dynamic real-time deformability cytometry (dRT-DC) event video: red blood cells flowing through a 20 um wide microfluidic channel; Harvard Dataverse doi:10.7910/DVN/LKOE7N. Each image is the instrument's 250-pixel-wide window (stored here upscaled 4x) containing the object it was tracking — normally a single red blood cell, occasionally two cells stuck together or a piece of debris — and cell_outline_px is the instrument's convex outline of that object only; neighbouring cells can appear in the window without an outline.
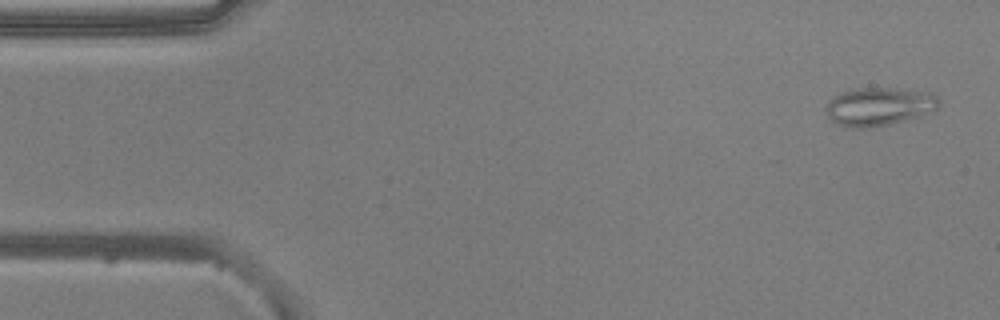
{"species": "common noctule bat (a hibernating species)", "species_latin": "Nyctalus noctula", "temperature_condition": "warm", "stored_images_in_passage": 51, "camera_frame_rate_fps": 3000, "um_per_image_px": 0.085, "animal": {"sex": "male", "body_mass_g": 20.5, "forearm_length_mm": 52.5}, "frame": {"image": 1, "passage_image": 2, "time_ms": 0.333, "image_size_px": [1000, 320], "cell_outline_px": [[940, 104], [936, 112], [888, 124], [864, 128], [856, 128], [836, 124], [828, 116], [828, 100], [844, 92], [856, 88], [896, 88], [932, 92], [940, 100]], "centroid_in_image_um": [74.81, 9.04], "position_along_channel_um": 10.2, "area_um2": 25.14}}
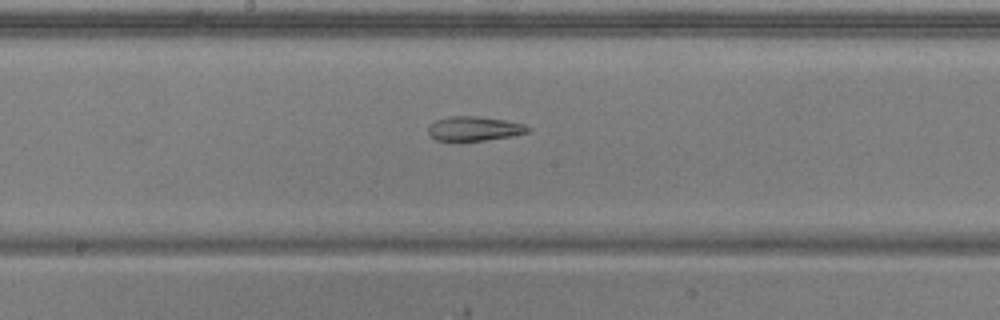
{"frame": {"image": 2, "passage_image": 26, "time_ms": 8.333, "image_size_px": [1000, 320], "cell_outline_px": [[532, 132], [460, 144], [456, 144], [436, 140], [428, 136], [428, 128], [436, 120], [448, 116], [476, 116], [504, 120], [524, 124], [532, 128]], "centroid_in_image_um": [40.26, 10.98], "position_along_channel_um": 207.9, "area_um2": 14.8}}
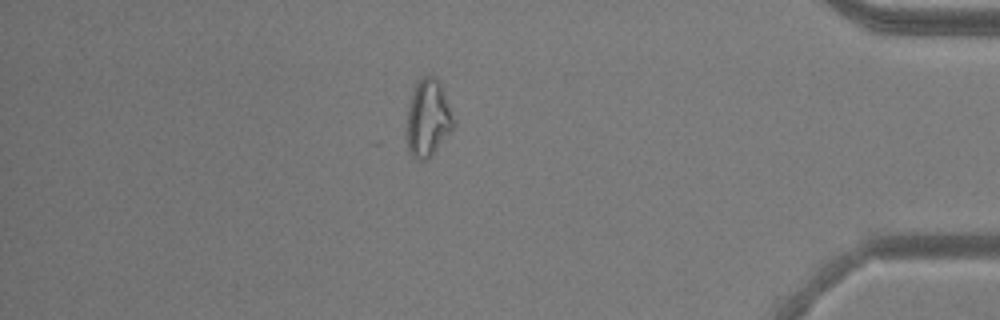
{"frame": {"image": 3, "passage_image": 44, "time_ms": 14.333, "image_size_px": [1000, 320], "cell_outline_px": [[452, 132], [428, 160], [416, 160], [408, 152], [408, 104], [412, 92], [420, 76], [436, 76], [440, 84], [452, 120]], "centroid_in_image_um": [36.34, 10.09], "position_along_channel_um": 398.9, "area_um2": 20.58}, "authors_computed_cell_mechanics": {"area_um2": 20.3456, "velocity_mm_per_s": 3.8733, "shape_relaxation_time_tau1_ms": null, "shape_relaxation_time_tau2_ms": 5.5123, "deformation_change_tau1": null, "deformation_change_tau2": 0.1763}}